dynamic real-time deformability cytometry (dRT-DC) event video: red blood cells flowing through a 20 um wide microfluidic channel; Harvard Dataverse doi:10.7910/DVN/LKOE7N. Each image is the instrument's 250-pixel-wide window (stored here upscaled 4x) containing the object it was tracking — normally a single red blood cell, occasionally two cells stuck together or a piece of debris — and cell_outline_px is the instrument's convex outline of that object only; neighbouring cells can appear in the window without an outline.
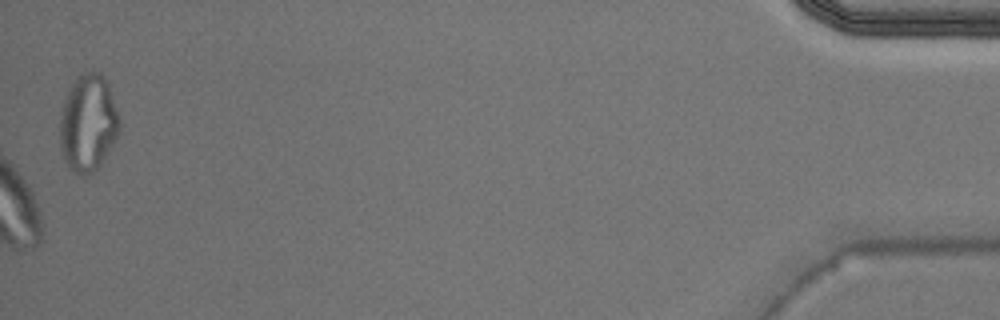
{"species": "Egyptian fruit bat (a non-hibernating species)", "species_latin": "Rousettus aegyptiacus", "temperature_condition": "warm", "stored_images_in_passage": 33, "camera_frame_rate_fps": 3000, "um_per_image_px": 0.085, "animal": {"sex": "male"}, "frame": {"image": 1, "passage_image": 33, "time_ms": 10.667, "image_size_px": [1000, 320], "cell_outline_px": [[120, 132], [100, 164], [92, 172], [84, 176], [68, 168], [64, 160], [60, 148], [60, 112], [68, 88], [72, 80], [76, 76], [84, 72], [100, 72], [104, 76], [108, 84], [120, 116]], "centroid_in_image_um": [7.48, 10.42], "position_along_channel_um": 427.7, "area_um2": 34.04}}